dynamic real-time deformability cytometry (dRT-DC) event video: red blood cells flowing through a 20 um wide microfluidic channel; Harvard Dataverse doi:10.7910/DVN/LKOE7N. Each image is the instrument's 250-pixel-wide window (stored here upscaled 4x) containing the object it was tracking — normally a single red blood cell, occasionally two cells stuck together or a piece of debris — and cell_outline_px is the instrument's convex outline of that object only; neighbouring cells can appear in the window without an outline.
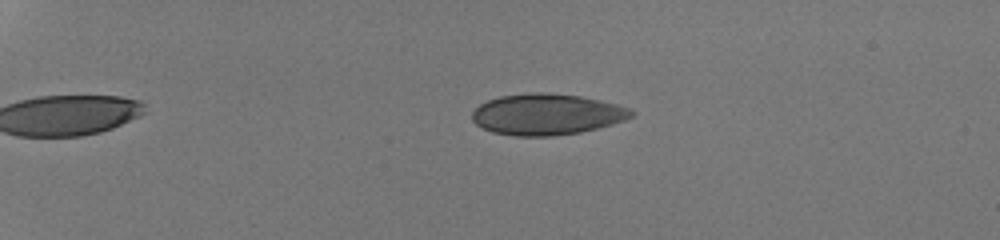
{"species": "human", "species_latin": "Homo sapiens", "temperature_condition": "room temperature", "stored_images_in_passage": 52, "camera_frame_rate_fps": 3000, "um_per_image_px": 0.085, "donor": {"sex": "male"}, "frame": {"image": 1, "passage_image": 14, "time_ms": 4.333, "image_size_px": [1000, 240], "cell_outline_px": [[636, 112], [632, 116], [624, 120], [612, 124], [580, 132], [552, 136], [516, 136], [492, 132], [476, 124], [472, 120], [472, 112], [480, 104], [488, 100], [500, 96], [532, 92], [544, 92], [580, 96], [616, 104], [632, 108]], "centroid_in_image_um": [46.48, 9.72], "position_along_channel_um": 38.5, "area_um2": 38.09}}
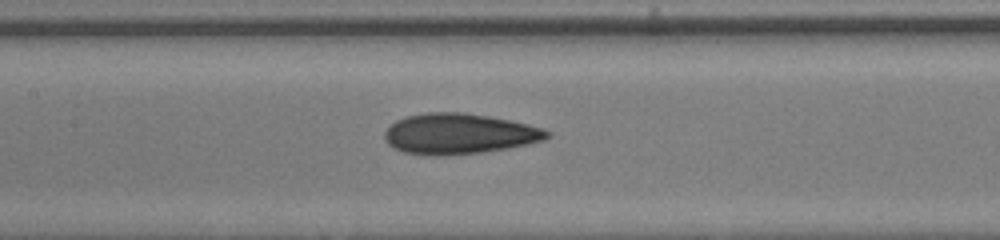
{"frame": {"image": 2, "passage_image": 30, "time_ms": 9.667, "image_size_px": [1000, 240], "cell_outline_px": [[552, 136], [544, 140], [528, 144], [508, 148], [484, 152], [436, 156], [428, 156], [404, 152], [392, 148], [384, 140], [384, 132], [396, 120], [408, 116], [428, 112], [464, 112], [512, 120], [544, 128], [552, 132]], "centroid_in_image_um": [39.05, 11.38], "position_along_channel_um": 168.4, "area_um2": 38.78}}
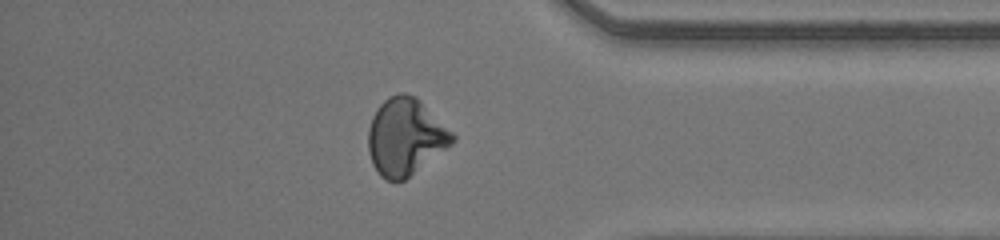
{"frame": {"image": 3, "passage_image": 47, "time_ms": 15.333, "image_size_px": [1000, 240], "cell_outline_px": [[456, 140], [452, 144], [404, 180], [388, 180], [380, 176], [372, 164], [368, 152], [368, 128], [372, 116], [376, 108], [388, 96], [400, 92], [404, 92], [416, 96], [456, 136]], "centroid_in_image_um": [34.43, 11.61], "position_along_channel_um": 400.8, "area_um2": 37.69}, "authors_computed_cell_mechanics": {"area_um2": 37.7145, "velocity_mm_per_s": 4.2612, "shape_relaxation_time_tau1_ms": null, "shape_relaxation_time_tau2_ms": 2.0291, "deformation_change_tau1": null, "deformation_change_tau2": 0.0635}}